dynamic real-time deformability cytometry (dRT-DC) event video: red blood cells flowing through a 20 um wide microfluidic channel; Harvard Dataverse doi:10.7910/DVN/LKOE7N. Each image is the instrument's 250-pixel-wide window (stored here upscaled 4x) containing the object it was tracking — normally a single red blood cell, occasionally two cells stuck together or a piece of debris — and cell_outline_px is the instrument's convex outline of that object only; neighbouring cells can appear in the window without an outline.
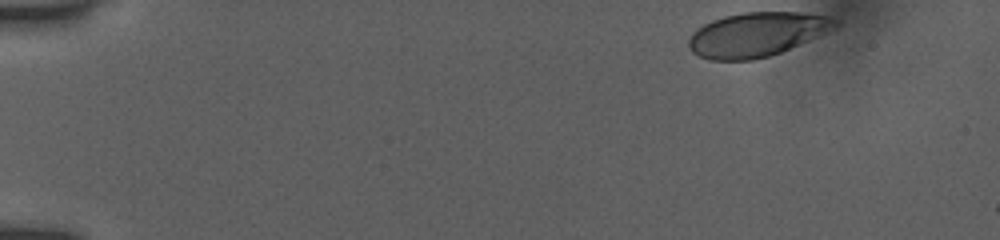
{"species": "human", "species_latin": "Homo sapiens", "temperature_condition": "room temperature", "stored_images_in_passage": 41, "camera_frame_rate_fps": 3000, "um_per_image_px": 0.085, "donor": {"sex": "female"}, "frame": {"image": 1, "passage_image": 1, "time_ms": 0.0, "image_size_px": [1000, 240], "cell_outline_px": [[840, 24], [836, 28], [780, 52], [768, 56], [752, 60], [712, 60], [700, 56], [692, 52], [688, 48], [688, 40], [692, 32], [696, 28], [712, 20], [724, 16], [744, 12], [800, 12], [832, 16], [840, 20]], "centroid_in_image_um": [64.34, 2.91], "position_along_channel_um": 20.7, "area_um2": 37.86}}
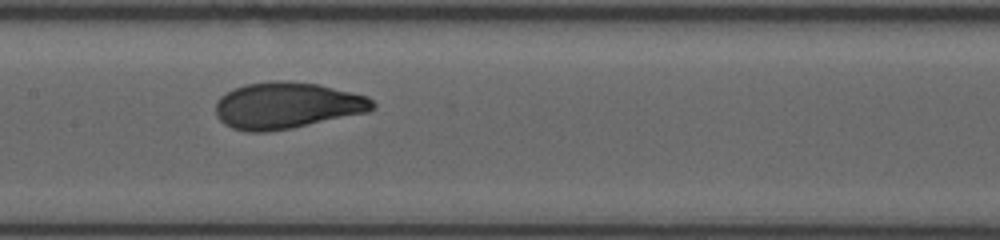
{"frame": {"image": 2, "passage_image": 23, "time_ms": 7.333, "image_size_px": [1000, 240], "cell_outline_px": [[376, 108], [368, 112], [292, 128], [268, 132], [248, 132], [232, 128], [224, 124], [216, 116], [216, 100], [220, 96], [232, 88], [244, 84], [272, 80], [280, 80], [320, 84], [368, 96], [376, 104]], "centroid_in_image_um": [24.37, 8.96], "position_along_channel_um": 183.0, "area_um2": 42.95}}
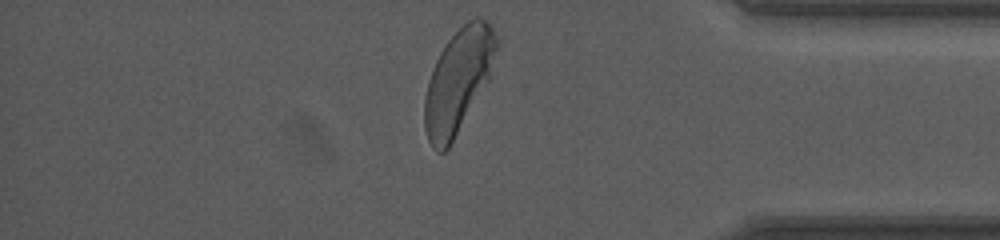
{"frame": {"image": 3, "passage_image": 41, "time_ms": 13.333, "image_size_px": [1000, 240], "cell_outline_px": [[500, 44], [488, 80], [448, 148], [444, 152], [436, 152], [432, 148], [428, 140], [424, 128], [424, 100], [428, 80], [432, 68], [440, 52], [448, 40], [468, 20], [476, 16], [480, 16], [488, 20], [500, 40]], "centroid_in_image_um": [38.96, 6.82], "position_along_channel_um": 396.2, "area_um2": 43.47}, "authors_computed_cell_mechanics": {"area_um2": 41.5004, "velocity_mm_per_s": 3.88, "shape_relaxation_time_tau1_ms": 2.9223, "shape_relaxation_time_tau2_ms": null, "deformation_change_tau1": 0.1384, "deformation_change_tau2": null}}